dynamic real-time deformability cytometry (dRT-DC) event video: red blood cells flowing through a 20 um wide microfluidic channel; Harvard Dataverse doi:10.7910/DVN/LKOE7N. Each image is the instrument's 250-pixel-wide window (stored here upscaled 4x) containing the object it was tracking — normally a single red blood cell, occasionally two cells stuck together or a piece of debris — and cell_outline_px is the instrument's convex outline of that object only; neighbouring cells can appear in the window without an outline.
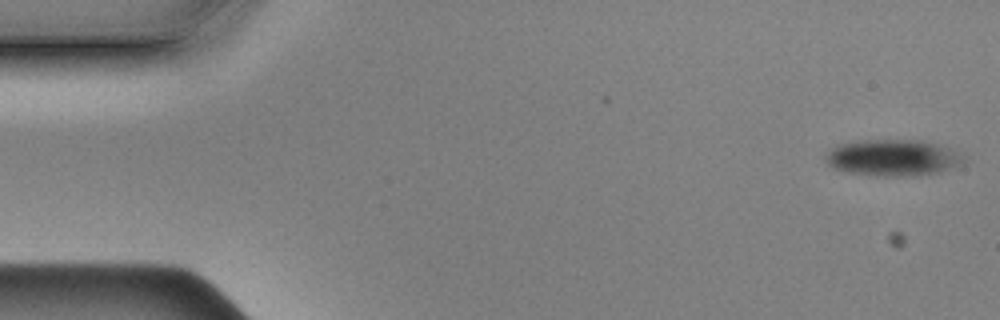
{"species": "Egyptian fruit bat (a non-hibernating species)", "species_latin": "Rousettus aegyptiacus", "temperature_condition": "cold", "stored_images_in_passage": 56, "camera_frame_rate_fps": 3000, "um_per_image_px": 0.085, "animal": {"sex": "male"}, "frame": {"image": 1, "passage_image": 1, "time_ms": 0.0, "image_size_px": [1000, 320], "cell_outline_px": [[964, 160], [940, 172], [896, 176], [884, 176], [852, 172], [836, 168], [828, 164], [824, 156], [836, 144], [864, 140], [920, 140], [936, 144], [948, 148], [964, 156]], "centroid_in_image_um": [75.83, 13.38], "position_along_channel_um": 9.2, "area_um2": 28.44}}
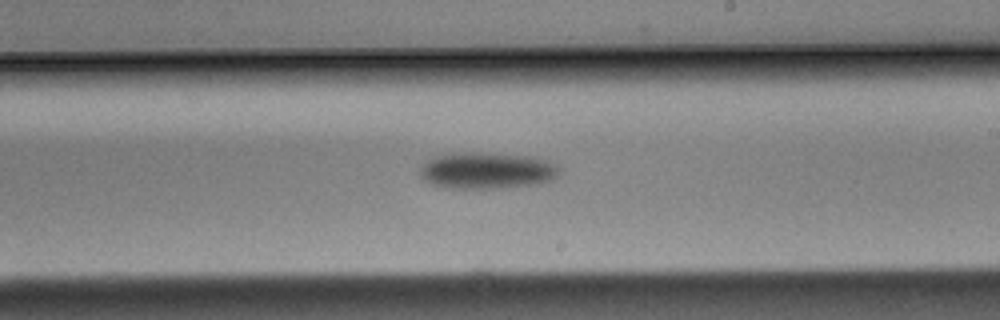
{"frame": {"image": 2, "passage_image": 32, "time_ms": 10.333, "image_size_px": [1000, 320], "cell_outline_px": [[560, 168], [556, 176], [552, 180], [536, 184], [500, 188], [452, 188], [432, 184], [420, 176], [420, 168], [428, 160], [436, 156], [480, 152], [540, 156], [556, 164]], "centroid_in_image_um": [41.47, 14.49], "position_along_channel_um": 247.5, "area_um2": 29.59}}
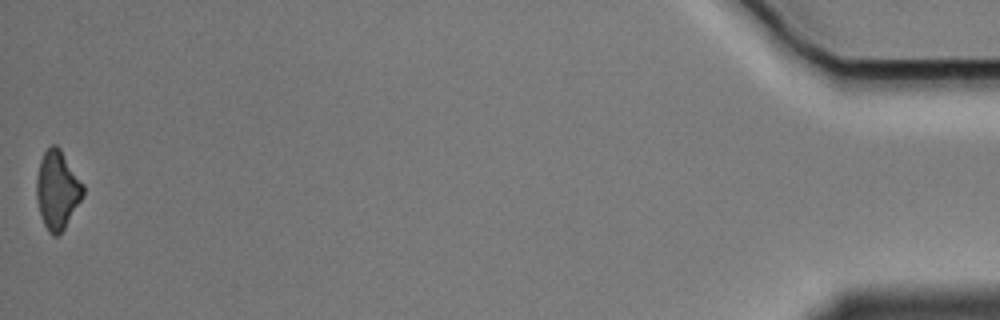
{"frame": {"image": 3, "passage_image": 56, "time_ms": 18.333, "image_size_px": [1000, 320], "cell_outline_px": [[84, 192], [80, 200], [64, 228], [56, 236], [52, 236], [48, 232], [44, 224], [40, 212], [36, 196], [36, 176], [40, 160], [44, 152], [52, 144], [56, 144], [60, 148], [84, 184]], "centroid_in_image_um": [4.86, 16.11], "position_along_channel_um": 430.3, "area_um2": 21.1}}